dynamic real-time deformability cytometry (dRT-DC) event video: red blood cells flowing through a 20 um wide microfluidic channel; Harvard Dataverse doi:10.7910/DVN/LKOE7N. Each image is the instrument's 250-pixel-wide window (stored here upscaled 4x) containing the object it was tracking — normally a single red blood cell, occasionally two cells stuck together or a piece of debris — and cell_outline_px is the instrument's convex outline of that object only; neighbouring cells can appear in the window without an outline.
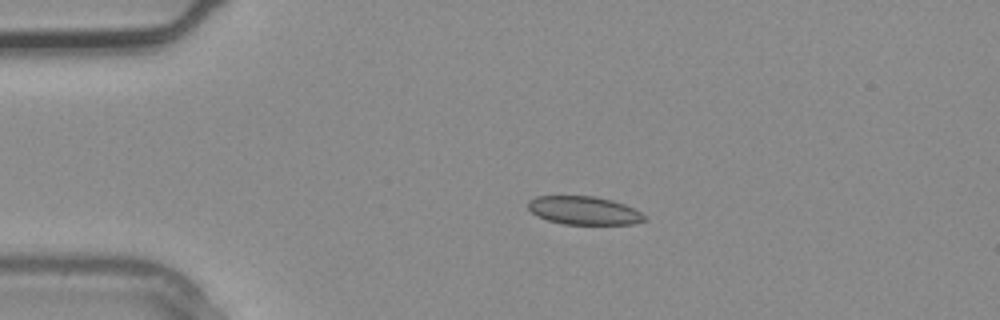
{"species": "common noctule bat (a hibernating species)", "species_latin": "Nyctalus noctula", "temperature_condition": "warm", "stored_images_in_passage": 4, "camera_frame_rate_fps": 3000, "um_per_image_px": 0.085, "animal": {"sex": "male", "body_mass_g": 20.4}, "frame": {"image": 1, "passage_image": 3, "time_ms": 0.667, "image_size_px": [1000, 320], "cell_outline_px": [[648, 220], [632, 224], [564, 224], [548, 220], [536, 216], [528, 208], [528, 200], [536, 196], [596, 196], [612, 200], [624, 204], [648, 216]], "centroid_in_image_um": [49.65, 17.89], "position_along_channel_um": 35.4, "area_um2": 19.31}}
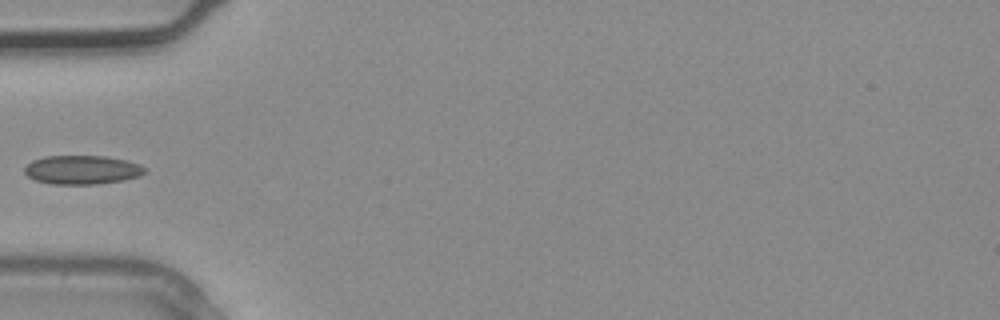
{"frame": {"image": 2, "passage_image": 4, "time_ms": 1.0, "image_size_px": [1000, 320], "cell_outline_px": [[148, 172], [140, 176], [120, 180], [96, 184], [52, 184], [36, 180], [28, 176], [24, 172], [24, 168], [32, 160], [44, 156], [104, 156], [128, 160], [140, 164], [148, 168]], "centroid_in_image_um": [7.02, 14.42], "position_along_channel_um": 78.0, "area_um2": 20.35}}